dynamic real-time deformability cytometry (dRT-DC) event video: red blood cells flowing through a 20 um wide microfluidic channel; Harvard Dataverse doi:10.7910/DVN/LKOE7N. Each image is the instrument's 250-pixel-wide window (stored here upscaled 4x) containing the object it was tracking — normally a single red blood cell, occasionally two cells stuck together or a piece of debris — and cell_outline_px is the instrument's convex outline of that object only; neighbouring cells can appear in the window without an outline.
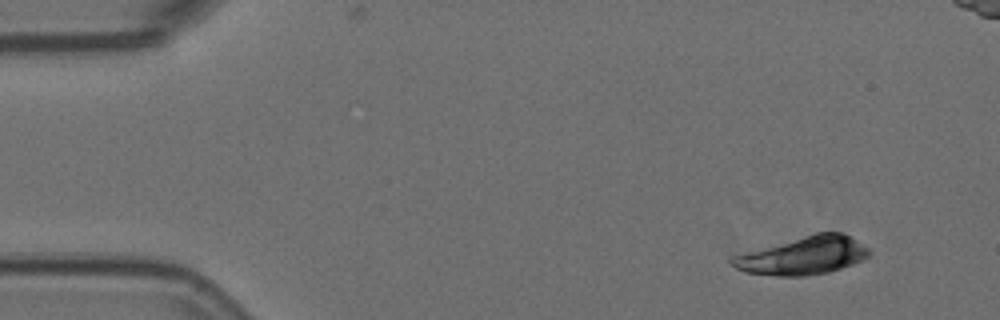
{"species": "Egyptian fruit bat (a non-hibernating species)", "species_latin": "Rousettus aegyptiacus", "temperature_condition": "room temperature", "stored_images_in_passage": 11, "camera_frame_rate_fps": 3000, "um_per_image_px": 0.085, "animal": {"sex": "female"}, "frame": {"image": 1, "passage_image": 1, "time_ms": 0.0, "image_size_px": [1000, 320], "cell_outline_px": [[872, 252], [868, 256], [852, 264], [828, 272], [808, 276], [776, 276], [744, 272], [736, 268], [728, 260], [728, 252], [816, 232], [844, 232], [868, 248]], "centroid_in_image_um": [68.05, 21.69], "position_along_channel_um": 16.9, "area_um2": 31.85}}